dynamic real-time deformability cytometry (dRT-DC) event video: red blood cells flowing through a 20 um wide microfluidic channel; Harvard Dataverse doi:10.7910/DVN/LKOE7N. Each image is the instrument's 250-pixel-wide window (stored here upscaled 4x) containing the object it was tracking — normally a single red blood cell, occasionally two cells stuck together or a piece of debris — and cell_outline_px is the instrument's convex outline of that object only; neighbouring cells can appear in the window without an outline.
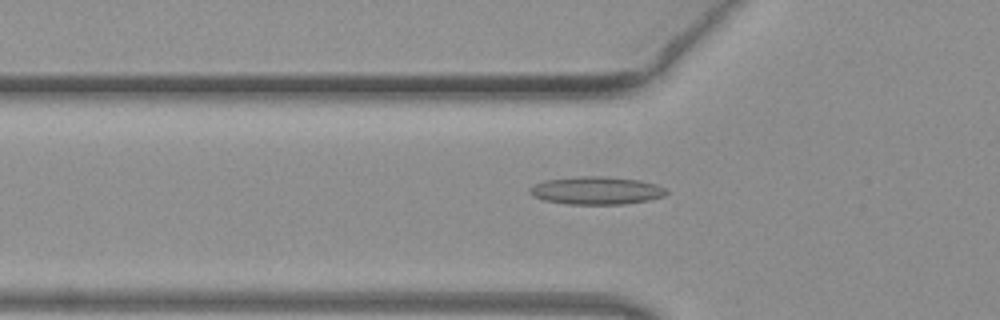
{"species": "common noctule bat (a hibernating species)", "species_latin": "Nyctalus noctula", "temperature_condition": "warm", "stored_images_in_passage": 46, "camera_frame_rate_fps": 3000, "um_per_image_px": 0.085, "animal": {"sex": "female", "body_mass_g": 19.3, "forearm_length_mm": 54.1}, "frame": {"image": 1, "passage_image": 13, "time_ms": 4.0, "image_size_px": [1000, 320], "cell_outline_px": [[668, 192], [664, 196], [648, 200], [624, 204], [568, 204], [544, 200], [532, 196], [528, 192], [528, 188], [544, 180], [580, 176], [608, 176], [640, 180], [656, 184], [664, 188]], "centroid_in_image_um": [50.67, 16.19], "position_along_channel_um": 75.1, "area_um2": 22.25}}
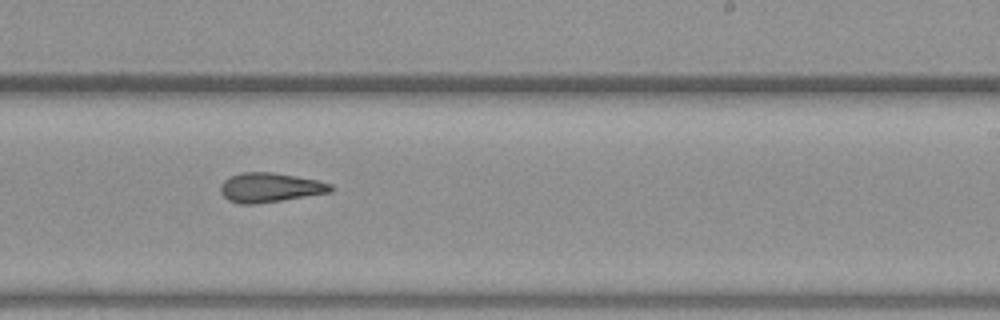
{"frame": {"image": 2, "passage_image": 27, "time_ms": 8.667, "image_size_px": [1000, 320], "cell_outline_px": [[336, 188], [332, 192], [256, 204], [240, 204], [228, 200], [220, 192], [220, 184], [228, 176], [240, 172], [272, 172], [296, 176], [316, 180], [332, 184]], "centroid_in_image_um": [22.94, 15.93], "position_along_channel_um": 266.1, "area_um2": 19.07}}
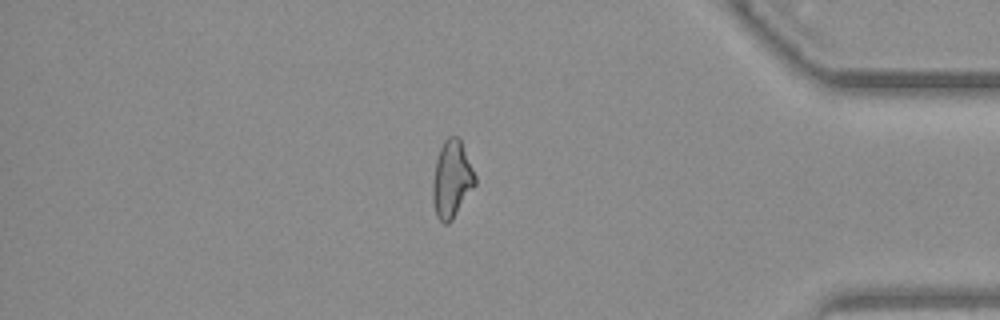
{"frame": {"image": 3, "passage_image": 39, "time_ms": 12.667, "image_size_px": [1000, 320], "cell_outline_px": [[476, 184], [452, 220], [448, 224], [444, 224], [436, 216], [432, 200], [432, 180], [436, 160], [440, 148], [444, 140], [448, 136], [456, 136], [460, 140], [476, 176]], "centroid_in_image_um": [38.38, 15.26], "position_along_channel_um": 396.8, "area_um2": 19.02}, "authors_computed_cell_mechanics": {"area_um2": 19.0451, "velocity_mm_per_s": 4.0776, "shape_relaxation_time_tau1_ms": null, "shape_relaxation_time_tau2_ms": 7.2611, "deformation_change_tau1": null, "deformation_change_tau2": 0.2117}}